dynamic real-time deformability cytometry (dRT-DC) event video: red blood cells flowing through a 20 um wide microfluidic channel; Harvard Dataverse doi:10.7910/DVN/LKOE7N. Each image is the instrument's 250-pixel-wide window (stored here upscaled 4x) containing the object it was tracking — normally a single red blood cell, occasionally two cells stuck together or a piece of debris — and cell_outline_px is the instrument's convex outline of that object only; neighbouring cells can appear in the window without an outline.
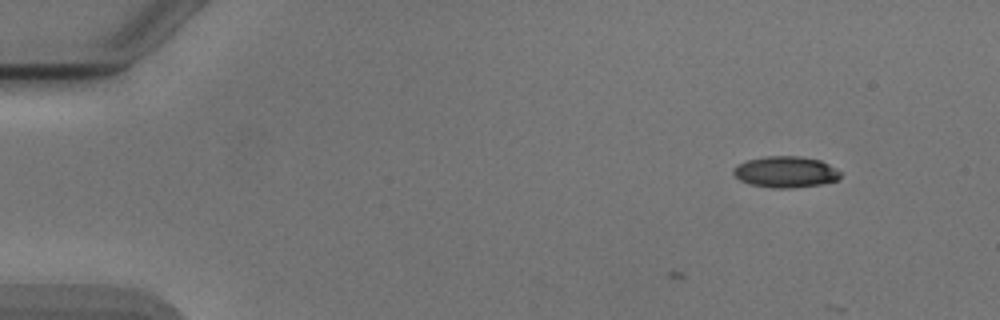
{"species": "Egyptian fruit bat (a non-hibernating species)", "species_latin": "Rousettus aegyptiacus", "temperature_condition": "cold", "stored_images_in_passage": 5, "camera_frame_rate_fps": 3000, "um_per_image_px": 0.085, "animal": {"sex": "male"}, "frame": {"image": 1, "passage_image": 5, "time_ms": 1.333, "image_size_px": [1000, 320], "cell_outline_px": [[840, 176], [836, 180], [820, 184], [792, 188], [772, 188], [752, 184], [740, 180], [732, 172], [732, 168], [736, 164], [748, 160], [764, 156], [800, 156], [820, 160], [836, 168], [840, 172]], "centroid_in_image_um": [66.75, 14.6], "position_along_channel_um": 18.3, "area_um2": 19.42}}